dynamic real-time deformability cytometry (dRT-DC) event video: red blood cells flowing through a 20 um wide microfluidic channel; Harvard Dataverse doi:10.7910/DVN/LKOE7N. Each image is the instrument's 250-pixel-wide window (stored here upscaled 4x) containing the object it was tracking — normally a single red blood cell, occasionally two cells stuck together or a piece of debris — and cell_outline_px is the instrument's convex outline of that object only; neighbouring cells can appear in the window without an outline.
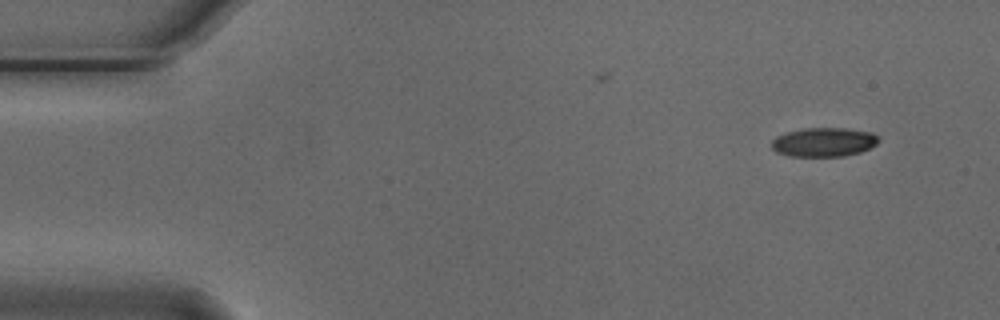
{"species": "Egyptian fruit bat (a non-hibernating species)", "species_latin": "Rousettus aegyptiacus", "temperature_condition": "cold", "stored_images_in_passage": 46, "camera_frame_rate_fps": 3000, "um_per_image_px": 0.085, "animal": {"sex": "male"}, "frame": {"image": 1, "passage_image": 1, "time_ms": 0.0, "image_size_px": [1000, 320], "cell_outline_px": [[880, 140], [876, 144], [860, 152], [844, 156], [788, 156], [776, 152], [772, 148], [772, 140], [776, 136], [784, 132], [804, 128], [844, 128], [872, 132]], "centroid_in_image_um": [69.99, 12.07], "position_along_channel_um": 15.0, "area_um2": 18.15}}
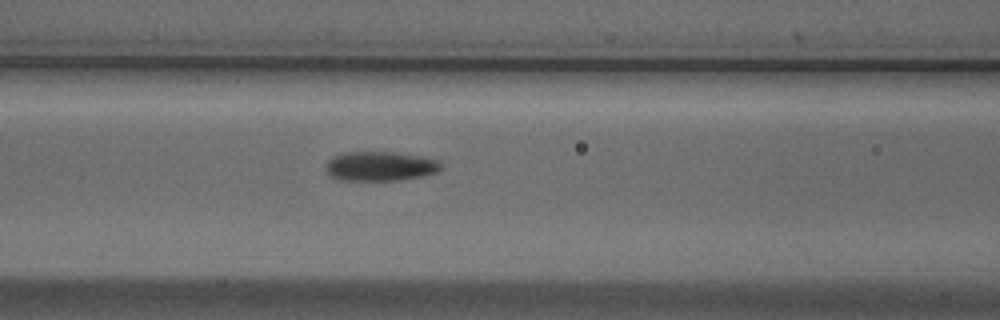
{"frame": {"image": 2, "passage_image": 19, "time_ms": 6.0, "image_size_px": [1000, 320], "cell_outline_px": [[444, 168], [440, 172], [424, 176], [400, 180], [340, 180], [332, 176], [324, 168], [324, 164], [332, 156], [344, 152], [392, 152], [420, 156], [436, 160]], "centroid_in_image_um": [32.31, 14.13], "position_along_channel_um": 134.3, "area_um2": 19.94}}
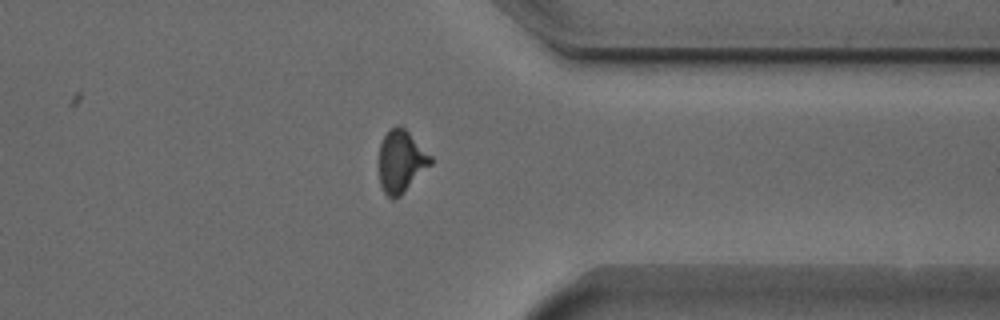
{"frame": {"image": 3, "passage_image": 39, "time_ms": 12.667, "image_size_px": [1000, 320], "cell_outline_px": [[432, 164], [400, 196], [392, 200], [384, 192], [380, 184], [380, 144], [384, 136], [396, 124], [400, 124], [432, 156]], "centroid_in_image_um": [34.11, 13.72], "position_along_channel_um": 377.3, "area_um2": 18.55}, "authors_computed_cell_mechanics": {"area_um2": 19.0451, "velocity_mm_per_s": 3.7522, "shape_relaxation_time_tau1_ms": 3.5114, "shape_relaxation_time_tau2_ms": 3.2473, "deformation_change_tau1": 0.1184, "deformation_change_tau2": 0.0835}}